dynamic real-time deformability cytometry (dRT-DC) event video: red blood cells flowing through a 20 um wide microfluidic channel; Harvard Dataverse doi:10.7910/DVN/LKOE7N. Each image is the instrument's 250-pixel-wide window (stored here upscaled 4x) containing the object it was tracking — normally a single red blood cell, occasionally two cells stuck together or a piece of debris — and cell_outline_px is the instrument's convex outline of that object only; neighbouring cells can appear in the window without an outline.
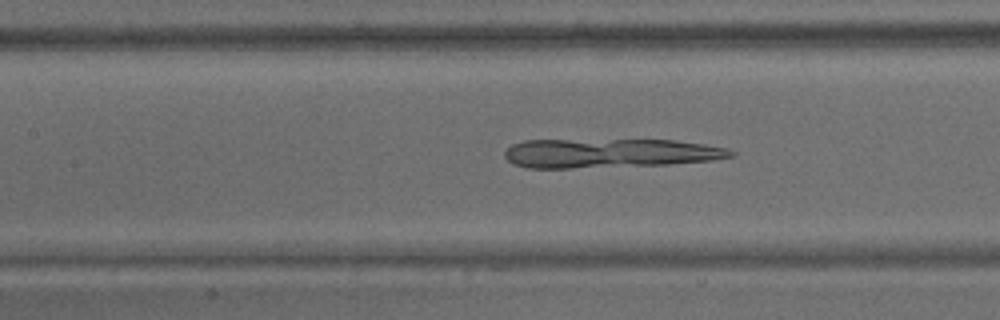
{"species": "common noctule bat (a hibernating species)", "species_latin": "Nyctalus noctula", "temperature_condition": "warm", "stored_images_in_passage": 57, "camera_frame_rate_fps": 3000, "um_per_image_px": 0.085, "animal": {"sex": "male", "body_mass_g": 15.6}, "frame": {"image": 1, "passage_image": 25, "time_ms": 8.0, "image_size_px": [1000, 320], "cell_outline_px": [[736, 156], [712, 160], [668, 164], [572, 168], [528, 168], [512, 164], [504, 156], [504, 152], [512, 144], [524, 140], [676, 140], [704, 144], [728, 148], [736, 152]], "centroid_in_image_um": [51.83, 13.02], "position_along_channel_um": 155.6, "area_um2": 38.55}}
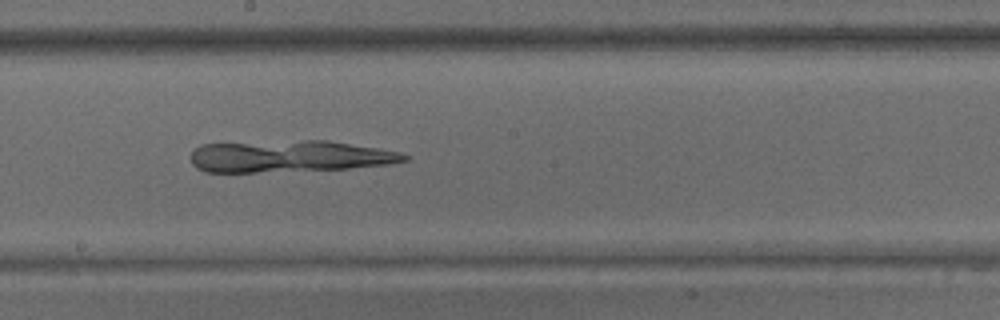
{"frame": {"image": 2, "passage_image": 31, "time_ms": 10.0, "image_size_px": [1000, 320], "cell_outline_px": [[408, 160], [392, 164], [348, 168], [256, 172], [204, 172], [196, 168], [192, 164], [192, 152], [200, 144], [304, 140], [328, 140], [400, 152], [408, 156]], "centroid_in_image_um": [24.59, 13.28], "position_along_channel_um": 223.6, "area_um2": 39.36}}
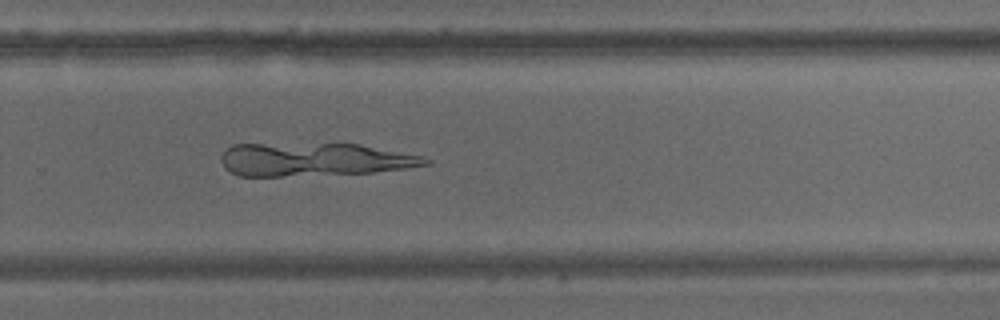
{"frame": {"image": 3, "passage_image": 38, "time_ms": 12.333, "image_size_px": [1000, 320], "cell_outline_px": [[432, 164], [408, 168], [372, 172], [280, 176], [240, 176], [224, 168], [220, 160], [220, 156], [232, 144], [360, 144], [420, 156], [432, 160]], "centroid_in_image_um": [26.7, 13.56], "position_along_channel_um": 303.1, "area_um2": 39.25}}